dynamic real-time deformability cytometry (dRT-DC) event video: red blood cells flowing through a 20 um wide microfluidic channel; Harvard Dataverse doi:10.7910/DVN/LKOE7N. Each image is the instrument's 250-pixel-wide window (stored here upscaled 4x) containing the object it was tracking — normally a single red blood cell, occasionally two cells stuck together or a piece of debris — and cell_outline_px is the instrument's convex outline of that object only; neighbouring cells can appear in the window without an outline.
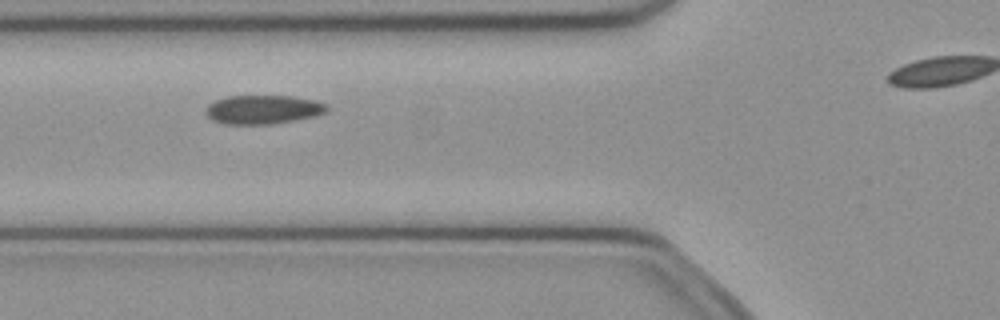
{"species": "common noctule bat (a hibernating species)", "species_latin": "Nyctalus noctula", "temperature_condition": "cold", "stored_images_in_passage": 35, "camera_frame_rate_fps": 3000, "um_per_image_px": 0.085, "animal": {"sex": "female", "body_mass_g": 21.9}, "frame": {"image": 1, "passage_image": 12, "time_ms": 3.667, "image_size_px": [1000, 320], "cell_outline_px": [[328, 112], [316, 116], [268, 124], [224, 124], [212, 120], [204, 112], [208, 104], [216, 100], [228, 96], [292, 96], [316, 100], [328, 104]], "centroid_in_image_um": [22.38, 9.3], "position_along_channel_um": 103.4, "area_um2": 20.46}}
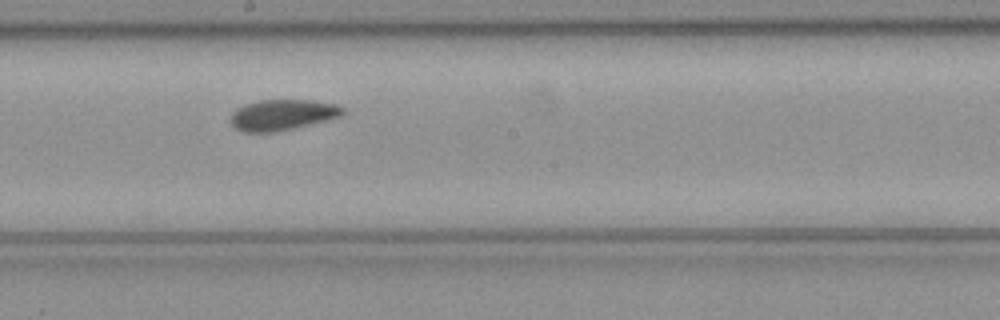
{"frame": {"image": 2, "passage_image": 21, "time_ms": 6.667, "image_size_px": [1000, 320], "cell_outline_px": [[344, 112], [340, 116], [328, 120], [276, 132], [240, 132], [232, 124], [232, 112], [244, 104], [260, 100], [312, 100], [336, 104], [344, 108]], "centroid_in_image_um": [24.01, 9.76], "position_along_channel_um": 224.2, "area_um2": 20.06}}
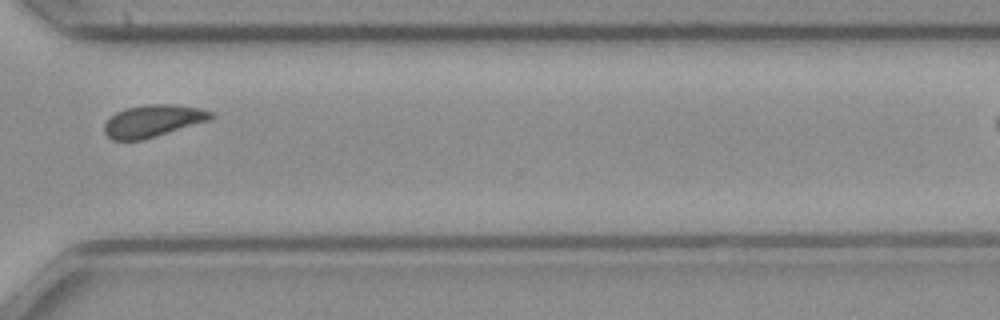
{"frame": {"image": 3, "passage_image": 31, "time_ms": 10.0, "image_size_px": [1000, 320], "cell_outline_px": [[212, 120], [144, 140], [112, 140], [104, 132], [104, 124], [116, 112], [124, 108], [144, 104], [176, 104], [200, 108], [212, 112]], "centroid_in_image_um": [13.02, 10.27], "position_along_channel_um": 357.6, "area_um2": 20.23}}